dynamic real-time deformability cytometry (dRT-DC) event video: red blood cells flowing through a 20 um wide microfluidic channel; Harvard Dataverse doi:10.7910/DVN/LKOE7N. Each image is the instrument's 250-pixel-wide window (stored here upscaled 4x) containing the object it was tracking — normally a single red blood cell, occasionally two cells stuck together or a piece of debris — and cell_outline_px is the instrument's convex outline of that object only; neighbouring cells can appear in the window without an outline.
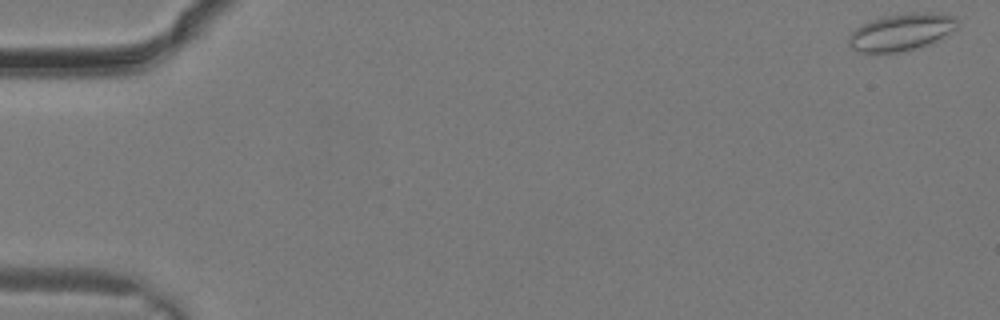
{"species": "common noctule bat (a hibernating species)", "species_latin": "Nyctalus noctula", "temperature_condition": "warm", "stored_images_in_passage": 8, "camera_frame_rate_fps": 3000, "um_per_image_px": 0.085, "animal": {"sex": "male", "body_mass_g": 19.2, "forearm_length_mm": 51.8}, "frame": {"image": 1, "passage_image": 1, "time_ms": 0.0, "image_size_px": [1000, 320], "cell_outline_px": [[956, 28], [936, 40], [928, 44], [916, 48], [900, 52], [856, 52], [848, 44], [848, 36], [860, 24], [884, 16], [912, 12], [932, 12], [956, 16]], "centroid_in_image_um": [76.57, 2.72], "position_along_channel_um": 8.4, "area_um2": 23.35}}